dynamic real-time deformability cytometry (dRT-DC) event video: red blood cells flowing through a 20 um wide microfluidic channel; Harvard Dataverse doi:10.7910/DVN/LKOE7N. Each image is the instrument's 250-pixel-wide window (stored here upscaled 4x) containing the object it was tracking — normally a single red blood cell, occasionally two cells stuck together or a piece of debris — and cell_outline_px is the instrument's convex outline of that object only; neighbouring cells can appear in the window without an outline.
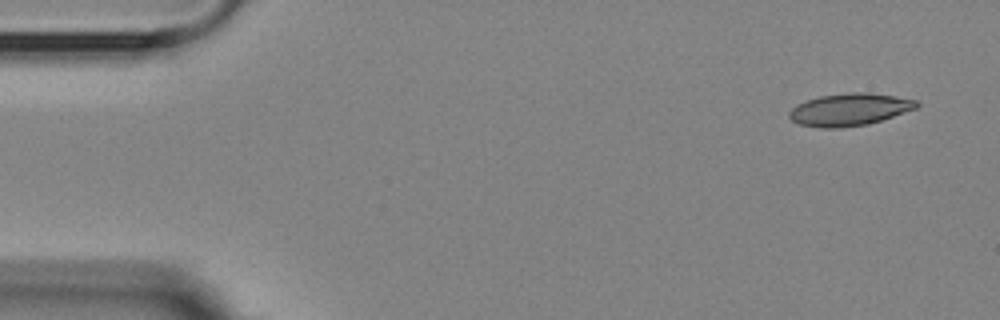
{"species": "Egyptian fruit bat (a non-hibernating species)", "species_latin": "Rousettus aegyptiacus", "temperature_condition": "room temperature", "stored_images_in_passage": 5, "camera_frame_rate_fps": 3000, "um_per_image_px": 0.085, "animal": {"sex": "female"}, "frame": {"image": 1, "passage_image": 1, "time_ms": 0.0, "image_size_px": [1000, 320], "cell_outline_px": [[920, 104], [916, 108], [868, 124], [840, 128], [820, 128], [800, 124], [792, 120], [788, 116], [788, 112], [796, 104], [820, 96], [852, 92], [868, 92], [916, 100]], "centroid_in_image_um": [72.17, 9.31], "position_along_channel_um": 12.8, "area_um2": 23.76}}
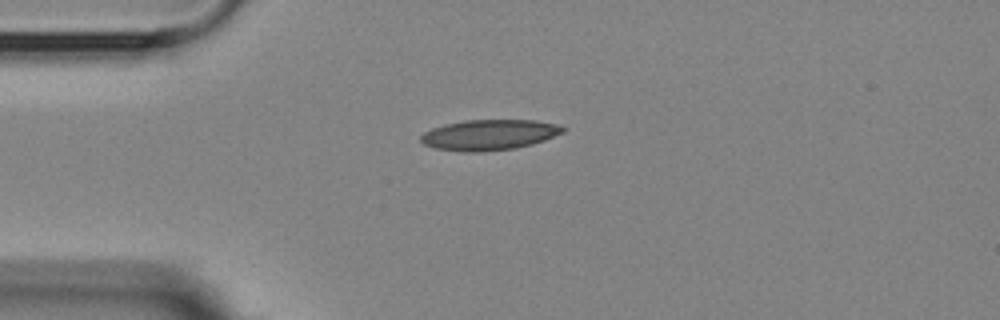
{"frame": {"image": 2, "passage_image": 4, "time_ms": 3.333, "image_size_px": [1000, 320], "cell_outline_px": [[564, 132], [544, 140], [532, 144], [516, 148], [476, 152], [464, 152], [436, 148], [424, 144], [420, 140], [420, 136], [424, 132], [432, 128], [444, 124], [464, 120], [536, 120], [560, 124], [564, 128]], "centroid_in_image_um": [41.59, 11.45], "position_along_channel_um": 43.4, "area_um2": 25.32}}